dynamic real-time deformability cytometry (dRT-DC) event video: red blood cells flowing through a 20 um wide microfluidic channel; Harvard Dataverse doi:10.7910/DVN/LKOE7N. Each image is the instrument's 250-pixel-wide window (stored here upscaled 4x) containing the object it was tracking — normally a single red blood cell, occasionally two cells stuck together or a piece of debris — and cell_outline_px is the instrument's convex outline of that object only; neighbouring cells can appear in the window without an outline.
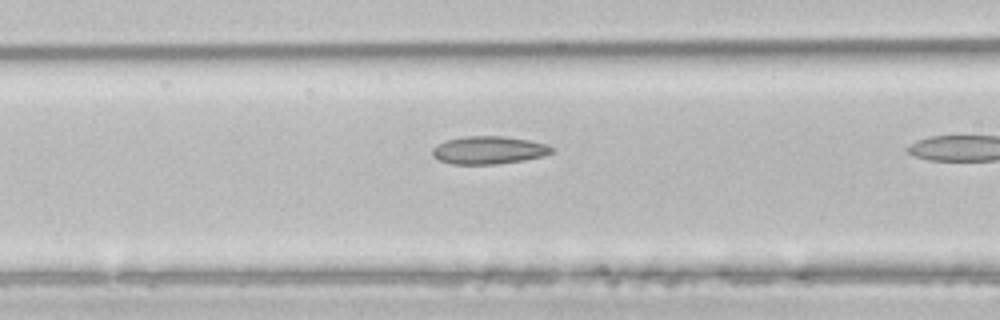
{"species": "common noctule bat (a hibernating species)", "species_latin": "Nyctalus noctula", "temperature_condition": "room temperature", "stored_images_in_passage": 9, "camera_frame_rate_fps": 3000, "um_per_image_px": 0.085, "animal": {"sex": "male", "body_mass_g": 21.5, "forearm_length_mm": 52.0}, "frame": {"image": 1, "passage_image": 8, "time_ms": 2.333, "image_size_px": [1000, 320], "cell_outline_px": [[556, 148], [552, 152], [544, 156], [524, 160], [496, 164], [452, 164], [440, 160], [432, 156], [432, 148], [436, 144], [444, 140], [464, 136], [500, 136], [528, 140], [548, 144]], "centroid_in_image_um": [41.53, 12.76], "position_along_channel_um": 125.1, "area_um2": 19.54}}